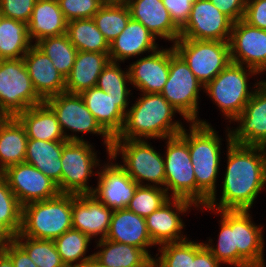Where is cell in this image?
Masks as SVG:
<instances>
[{
    "label": "cell",
    "mask_w": 266,
    "mask_h": 267,
    "mask_svg": "<svg viewBox=\"0 0 266 267\" xmlns=\"http://www.w3.org/2000/svg\"><path fill=\"white\" fill-rule=\"evenodd\" d=\"M227 137V169L219 203L208 201V210H250L266 184V147L235 144Z\"/></svg>",
    "instance_id": "6da1fadb"
},
{
    "label": "cell",
    "mask_w": 266,
    "mask_h": 267,
    "mask_svg": "<svg viewBox=\"0 0 266 267\" xmlns=\"http://www.w3.org/2000/svg\"><path fill=\"white\" fill-rule=\"evenodd\" d=\"M130 109H127L122 130L113 139H166L179 135L182 123L174 121L179 113L160 93H142Z\"/></svg>",
    "instance_id": "7a4b0ae2"
},
{
    "label": "cell",
    "mask_w": 266,
    "mask_h": 267,
    "mask_svg": "<svg viewBox=\"0 0 266 267\" xmlns=\"http://www.w3.org/2000/svg\"><path fill=\"white\" fill-rule=\"evenodd\" d=\"M179 134L189 146V153L197 182V208L216 201V178L220 166L221 138L206 121L190 123Z\"/></svg>",
    "instance_id": "3957f363"
},
{
    "label": "cell",
    "mask_w": 266,
    "mask_h": 267,
    "mask_svg": "<svg viewBox=\"0 0 266 267\" xmlns=\"http://www.w3.org/2000/svg\"><path fill=\"white\" fill-rule=\"evenodd\" d=\"M72 194L60 193L57 197L26 204L22 207L23 236L55 240L72 229Z\"/></svg>",
    "instance_id": "277c9868"
},
{
    "label": "cell",
    "mask_w": 266,
    "mask_h": 267,
    "mask_svg": "<svg viewBox=\"0 0 266 267\" xmlns=\"http://www.w3.org/2000/svg\"><path fill=\"white\" fill-rule=\"evenodd\" d=\"M231 62L212 81L204 86L212 101L221 109L225 119L234 121L244 110L254 91L248 90V76L255 70ZM248 72V73H246Z\"/></svg>",
    "instance_id": "5b68a950"
},
{
    "label": "cell",
    "mask_w": 266,
    "mask_h": 267,
    "mask_svg": "<svg viewBox=\"0 0 266 267\" xmlns=\"http://www.w3.org/2000/svg\"><path fill=\"white\" fill-rule=\"evenodd\" d=\"M120 154L124 163L120 166L138 185L143 186L146 180L152 182V186L165 187L164 157L144 139H113L109 155L116 160Z\"/></svg>",
    "instance_id": "8992f818"
},
{
    "label": "cell",
    "mask_w": 266,
    "mask_h": 267,
    "mask_svg": "<svg viewBox=\"0 0 266 267\" xmlns=\"http://www.w3.org/2000/svg\"><path fill=\"white\" fill-rule=\"evenodd\" d=\"M173 48L204 86L232 62L229 41L179 37Z\"/></svg>",
    "instance_id": "52a82bcc"
},
{
    "label": "cell",
    "mask_w": 266,
    "mask_h": 267,
    "mask_svg": "<svg viewBox=\"0 0 266 267\" xmlns=\"http://www.w3.org/2000/svg\"><path fill=\"white\" fill-rule=\"evenodd\" d=\"M43 102L33 88L23 58L0 60V111L16 117Z\"/></svg>",
    "instance_id": "ba28073f"
},
{
    "label": "cell",
    "mask_w": 266,
    "mask_h": 267,
    "mask_svg": "<svg viewBox=\"0 0 266 267\" xmlns=\"http://www.w3.org/2000/svg\"><path fill=\"white\" fill-rule=\"evenodd\" d=\"M204 85L195 77L185 61L170 47V67L161 95L187 122H198L199 90Z\"/></svg>",
    "instance_id": "9c48e42d"
},
{
    "label": "cell",
    "mask_w": 266,
    "mask_h": 267,
    "mask_svg": "<svg viewBox=\"0 0 266 267\" xmlns=\"http://www.w3.org/2000/svg\"><path fill=\"white\" fill-rule=\"evenodd\" d=\"M56 114L62 132L67 141H85L81 136L68 135L65 131L92 133L102 135L109 155L112 149L113 138L96 121L93 114L87 109L80 94L67 92L52 96L44 101ZM68 129V130H66Z\"/></svg>",
    "instance_id": "30bf717a"
},
{
    "label": "cell",
    "mask_w": 266,
    "mask_h": 267,
    "mask_svg": "<svg viewBox=\"0 0 266 267\" xmlns=\"http://www.w3.org/2000/svg\"><path fill=\"white\" fill-rule=\"evenodd\" d=\"M166 142L165 190L170 198L188 200L197 207V182L188 143L180 136L168 137Z\"/></svg>",
    "instance_id": "8fae6325"
},
{
    "label": "cell",
    "mask_w": 266,
    "mask_h": 267,
    "mask_svg": "<svg viewBox=\"0 0 266 267\" xmlns=\"http://www.w3.org/2000/svg\"><path fill=\"white\" fill-rule=\"evenodd\" d=\"M96 152L88 141H68L62 151L61 193L91 194L88 178L99 165Z\"/></svg>",
    "instance_id": "7c38bea8"
},
{
    "label": "cell",
    "mask_w": 266,
    "mask_h": 267,
    "mask_svg": "<svg viewBox=\"0 0 266 267\" xmlns=\"http://www.w3.org/2000/svg\"><path fill=\"white\" fill-rule=\"evenodd\" d=\"M233 21L210 0H198L192 9L180 37L194 40L229 41Z\"/></svg>",
    "instance_id": "4fadbf2b"
},
{
    "label": "cell",
    "mask_w": 266,
    "mask_h": 267,
    "mask_svg": "<svg viewBox=\"0 0 266 267\" xmlns=\"http://www.w3.org/2000/svg\"><path fill=\"white\" fill-rule=\"evenodd\" d=\"M2 174L22 207L60 194L54 181L27 162L10 166Z\"/></svg>",
    "instance_id": "5bb4252c"
},
{
    "label": "cell",
    "mask_w": 266,
    "mask_h": 267,
    "mask_svg": "<svg viewBox=\"0 0 266 267\" xmlns=\"http://www.w3.org/2000/svg\"><path fill=\"white\" fill-rule=\"evenodd\" d=\"M240 122L230 130L231 142L266 147V81L255 84V90L243 112L234 120Z\"/></svg>",
    "instance_id": "9a60e30c"
},
{
    "label": "cell",
    "mask_w": 266,
    "mask_h": 267,
    "mask_svg": "<svg viewBox=\"0 0 266 267\" xmlns=\"http://www.w3.org/2000/svg\"><path fill=\"white\" fill-rule=\"evenodd\" d=\"M229 44L233 63L245 64L258 74L266 71V30L239 20L233 23Z\"/></svg>",
    "instance_id": "2e32d148"
},
{
    "label": "cell",
    "mask_w": 266,
    "mask_h": 267,
    "mask_svg": "<svg viewBox=\"0 0 266 267\" xmlns=\"http://www.w3.org/2000/svg\"><path fill=\"white\" fill-rule=\"evenodd\" d=\"M108 159L111 163L95 172L99 179L91 195L112 210L126 209L139 185L118 163H112V156Z\"/></svg>",
    "instance_id": "e0dca14e"
},
{
    "label": "cell",
    "mask_w": 266,
    "mask_h": 267,
    "mask_svg": "<svg viewBox=\"0 0 266 267\" xmlns=\"http://www.w3.org/2000/svg\"><path fill=\"white\" fill-rule=\"evenodd\" d=\"M249 210H232L234 249H238V267H265L263 227L251 221Z\"/></svg>",
    "instance_id": "ac0fdd59"
},
{
    "label": "cell",
    "mask_w": 266,
    "mask_h": 267,
    "mask_svg": "<svg viewBox=\"0 0 266 267\" xmlns=\"http://www.w3.org/2000/svg\"><path fill=\"white\" fill-rule=\"evenodd\" d=\"M193 205L185 199L171 198L145 218L148 233L155 246L187 239L181 233L185 226L179 214L186 213Z\"/></svg>",
    "instance_id": "d6986e66"
},
{
    "label": "cell",
    "mask_w": 266,
    "mask_h": 267,
    "mask_svg": "<svg viewBox=\"0 0 266 267\" xmlns=\"http://www.w3.org/2000/svg\"><path fill=\"white\" fill-rule=\"evenodd\" d=\"M113 210L99 202L91 194H72V228L88 235L91 239L107 237Z\"/></svg>",
    "instance_id": "ffe728a7"
},
{
    "label": "cell",
    "mask_w": 266,
    "mask_h": 267,
    "mask_svg": "<svg viewBox=\"0 0 266 267\" xmlns=\"http://www.w3.org/2000/svg\"><path fill=\"white\" fill-rule=\"evenodd\" d=\"M80 96L101 127L112 138L116 137L123 128L129 98L113 97L97 86L81 92Z\"/></svg>",
    "instance_id": "44dd1931"
},
{
    "label": "cell",
    "mask_w": 266,
    "mask_h": 267,
    "mask_svg": "<svg viewBox=\"0 0 266 267\" xmlns=\"http://www.w3.org/2000/svg\"><path fill=\"white\" fill-rule=\"evenodd\" d=\"M169 67L170 48H158L130 64V84L143 93H161L168 79Z\"/></svg>",
    "instance_id": "7402d4cb"
},
{
    "label": "cell",
    "mask_w": 266,
    "mask_h": 267,
    "mask_svg": "<svg viewBox=\"0 0 266 267\" xmlns=\"http://www.w3.org/2000/svg\"><path fill=\"white\" fill-rule=\"evenodd\" d=\"M23 61L33 88L43 101L65 92V78L55 68L51 59L35 44L23 56Z\"/></svg>",
    "instance_id": "603a6c76"
},
{
    "label": "cell",
    "mask_w": 266,
    "mask_h": 267,
    "mask_svg": "<svg viewBox=\"0 0 266 267\" xmlns=\"http://www.w3.org/2000/svg\"><path fill=\"white\" fill-rule=\"evenodd\" d=\"M131 18L142 23L152 34L175 43L180 29L172 21L162 0H129Z\"/></svg>",
    "instance_id": "cb8c5ba5"
},
{
    "label": "cell",
    "mask_w": 266,
    "mask_h": 267,
    "mask_svg": "<svg viewBox=\"0 0 266 267\" xmlns=\"http://www.w3.org/2000/svg\"><path fill=\"white\" fill-rule=\"evenodd\" d=\"M105 239L143 249L152 259L148 248L154 246L144 217L126 209L113 210L110 228Z\"/></svg>",
    "instance_id": "d4e9b609"
},
{
    "label": "cell",
    "mask_w": 266,
    "mask_h": 267,
    "mask_svg": "<svg viewBox=\"0 0 266 267\" xmlns=\"http://www.w3.org/2000/svg\"><path fill=\"white\" fill-rule=\"evenodd\" d=\"M156 36L142 23L130 18L125 29L110 43L109 59L124 62L130 57L157 50Z\"/></svg>",
    "instance_id": "484cf974"
},
{
    "label": "cell",
    "mask_w": 266,
    "mask_h": 267,
    "mask_svg": "<svg viewBox=\"0 0 266 267\" xmlns=\"http://www.w3.org/2000/svg\"><path fill=\"white\" fill-rule=\"evenodd\" d=\"M109 61V53L78 51L73 68L65 78V92L80 94L95 87Z\"/></svg>",
    "instance_id": "4316f807"
},
{
    "label": "cell",
    "mask_w": 266,
    "mask_h": 267,
    "mask_svg": "<svg viewBox=\"0 0 266 267\" xmlns=\"http://www.w3.org/2000/svg\"><path fill=\"white\" fill-rule=\"evenodd\" d=\"M27 26L29 38L31 42L35 40V44L44 38L67 33V21L57 0H36Z\"/></svg>",
    "instance_id": "83f0119b"
},
{
    "label": "cell",
    "mask_w": 266,
    "mask_h": 267,
    "mask_svg": "<svg viewBox=\"0 0 266 267\" xmlns=\"http://www.w3.org/2000/svg\"><path fill=\"white\" fill-rule=\"evenodd\" d=\"M68 141H44L28 139L26 157L27 162L54 181L61 193L62 151Z\"/></svg>",
    "instance_id": "f1b7e54d"
},
{
    "label": "cell",
    "mask_w": 266,
    "mask_h": 267,
    "mask_svg": "<svg viewBox=\"0 0 266 267\" xmlns=\"http://www.w3.org/2000/svg\"><path fill=\"white\" fill-rule=\"evenodd\" d=\"M16 118L24 126L28 139L67 141L56 114L45 102L20 112Z\"/></svg>",
    "instance_id": "f546056e"
},
{
    "label": "cell",
    "mask_w": 266,
    "mask_h": 267,
    "mask_svg": "<svg viewBox=\"0 0 266 267\" xmlns=\"http://www.w3.org/2000/svg\"><path fill=\"white\" fill-rule=\"evenodd\" d=\"M97 242L101 248L94 258L105 267H153V259L141 248L108 239Z\"/></svg>",
    "instance_id": "4dcf8cb0"
},
{
    "label": "cell",
    "mask_w": 266,
    "mask_h": 267,
    "mask_svg": "<svg viewBox=\"0 0 266 267\" xmlns=\"http://www.w3.org/2000/svg\"><path fill=\"white\" fill-rule=\"evenodd\" d=\"M27 143L24 126L16 117H8L0 126V173L24 162Z\"/></svg>",
    "instance_id": "1f68e13d"
},
{
    "label": "cell",
    "mask_w": 266,
    "mask_h": 267,
    "mask_svg": "<svg viewBox=\"0 0 266 267\" xmlns=\"http://www.w3.org/2000/svg\"><path fill=\"white\" fill-rule=\"evenodd\" d=\"M32 45L27 23L2 17L0 21V60L23 58Z\"/></svg>",
    "instance_id": "d6a6232c"
},
{
    "label": "cell",
    "mask_w": 266,
    "mask_h": 267,
    "mask_svg": "<svg viewBox=\"0 0 266 267\" xmlns=\"http://www.w3.org/2000/svg\"><path fill=\"white\" fill-rule=\"evenodd\" d=\"M70 42L78 51L109 53L110 44L96 27L92 18L67 22Z\"/></svg>",
    "instance_id": "836d02e7"
},
{
    "label": "cell",
    "mask_w": 266,
    "mask_h": 267,
    "mask_svg": "<svg viewBox=\"0 0 266 267\" xmlns=\"http://www.w3.org/2000/svg\"><path fill=\"white\" fill-rule=\"evenodd\" d=\"M90 240L88 235L72 228L57 237L54 243L66 267H82L94 257V254L85 256Z\"/></svg>",
    "instance_id": "e575fe53"
},
{
    "label": "cell",
    "mask_w": 266,
    "mask_h": 267,
    "mask_svg": "<svg viewBox=\"0 0 266 267\" xmlns=\"http://www.w3.org/2000/svg\"><path fill=\"white\" fill-rule=\"evenodd\" d=\"M131 18L126 3H106L92 17L96 27L110 44L127 26Z\"/></svg>",
    "instance_id": "d590c367"
},
{
    "label": "cell",
    "mask_w": 266,
    "mask_h": 267,
    "mask_svg": "<svg viewBox=\"0 0 266 267\" xmlns=\"http://www.w3.org/2000/svg\"><path fill=\"white\" fill-rule=\"evenodd\" d=\"M35 45L51 59L64 78L69 75L78 50L70 42L67 34L44 38Z\"/></svg>",
    "instance_id": "8d00e7d4"
},
{
    "label": "cell",
    "mask_w": 266,
    "mask_h": 267,
    "mask_svg": "<svg viewBox=\"0 0 266 267\" xmlns=\"http://www.w3.org/2000/svg\"><path fill=\"white\" fill-rule=\"evenodd\" d=\"M28 254L37 267H66L53 240H40L23 236L14 239ZM24 240V241H23Z\"/></svg>",
    "instance_id": "74e56055"
},
{
    "label": "cell",
    "mask_w": 266,
    "mask_h": 267,
    "mask_svg": "<svg viewBox=\"0 0 266 267\" xmlns=\"http://www.w3.org/2000/svg\"><path fill=\"white\" fill-rule=\"evenodd\" d=\"M220 213L221 229L216 246L204 243L207 249L220 262L230 266L238 267V249H234V239L232 231V210H215ZM217 247V248H215Z\"/></svg>",
    "instance_id": "f35d334b"
},
{
    "label": "cell",
    "mask_w": 266,
    "mask_h": 267,
    "mask_svg": "<svg viewBox=\"0 0 266 267\" xmlns=\"http://www.w3.org/2000/svg\"><path fill=\"white\" fill-rule=\"evenodd\" d=\"M170 198L164 188L150 185H139L127 209L137 215L146 218L152 212L159 209Z\"/></svg>",
    "instance_id": "ab89813d"
},
{
    "label": "cell",
    "mask_w": 266,
    "mask_h": 267,
    "mask_svg": "<svg viewBox=\"0 0 266 267\" xmlns=\"http://www.w3.org/2000/svg\"><path fill=\"white\" fill-rule=\"evenodd\" d=\"M160 256L153 258V267H192L194 241L182 240L159 247Z\"/></svg>",
    "instance_id": "60d3db41"
},
{
    "label": "cell",
    "mask_w": 266,
    "mask_h": 267,
    "mask_svg": "<svg viewBox=\"0 0 266 267\" xmlns=\"http://www.w3.org/2000/svg\"><path fill=\"white\" fill-rule=\"evenodd\" d=\"M0 221L17 235L22 226V206L0 173Z\"/></svg>",
    "instance_id": "b9f144b4"
},
{
    "label": "cell",
    "mask_w": 266,
    "mask_h": 267,
    "mask_svg": "<svg viewBox=\"0 0 266 267\" xmlns=\"http://www.w3.org/2000/svg\"><path fill=\"white\" fill-rule=\"evenodd\" d=\"M126 82L130 83L128 70H122L119 62L109 61L99 75L96 86L113 97H128L130 91Z\"/></svg>",
    "instance_id": "7bdbcfd3"
},
{
    "label": "cell",
    "mask_w": 266,
    "mask_h": 267,
    "mask_svg": "<svg viewBox=\"0 0 266 267\" xmlns=\"http://www.w3.org/2000/svg\"><path fill=\"white\" fill-rule=\"evenodd\" d=\"M67 22L92 18L105 0H57Z\"/></svg>",
    "instance_id": "ee69618b"
},
{
    "label": "cell",
    "mask_w": 266,
    "mask_h": 267,
    "mask_svg": "<svg viewBox=\"0 0 266 267\" xmlns=\"http://www.w3.org/2000/svg\"><path fill=\"white\" fill-rule=\"evenodd\" d=\"M36 0H0L3 17L28 23Z\"/></svg>",
    "instance_id": "f6af8a7d"
},
{
    "label": "cell",
    "mask_w": 266,
    "mask_h": 267,
    "mask_svg": "<svg viewBox=\"0 0 266 267\" xmlns=\"http://www.w3.org/2000/svg\"><path fill=\"white\" fill-rule=\"evenodd\" d=\"M198 0H162L174 24L181 30L188 21L192 5Z\"/></svg>",
    "instance_id": "bcb514c9"
},
{
    "label": "cell",
    "mask_w": 266,
    "mask_h": 267,
    "mask_svg": "<svg viewBox=\"0 0 266 267\" xmlns=\"http://www.w3.org/2000/svg\"><path fill=\"white\" fill-rule=\"evenodd\" d=\"M243 21L255 28L266 30V0H247Z\"/></svg>",
    "instance_id": "7dc6e473"
},
{
    "label": "cell",
    "mask_w": 266,
    "mask_h": 267,
    "mask_svg": "<svg viewBox=\"0 0 266 267\" xmlns=\"http://www.w3.org/2000/svg\"><path fill=\"white\" fill-rule=\"evenodd\" d=\"M217 9L233 22L243 20L247 0H210Z\"/></svg>",
    "instance_id": "c3c4849f"
},
{
    "label": "cell",
    "mask_w": 266,
    "mask_h": 267,
    "mask_svg": "<svg viewBox=\"0 0 266 267\" xmlns=\"http://www.w3.org/2000/svg\"><path fill=\"white\" fill-rule=\"evenodd\" d=\"M3 251L10 257L14 267H37L27 252L14 240Z\"/></svg>",
    "instance_id": "681fc988"
},
{
    "label": "cell",
    "mask_w": 266,
    "mask_h": 267,
    "mask_svg": "<svg viewBox=\"0 0 266 267\" xmlns=\"http://www.w3.org/2000/svg\"><path fill=\"white\" fill-rule=\"evenodd\" d=\"M220 262L202 242H194V260L192 267H220Z\"/></svg>",
    "instance_id": "f907efd6"
},
{
    "label": "cell",
    "mask_w": 266,
    "mask_h": 267,
    "mask_svg": "<svg viewBox=\"0 0 266 267\" xmlns=\"http://www.w3.org/2000/svg\"><path fill=\"white\" fill-rule=\"evenodd\" d=\"M14 239L15 235L0 221V247L4 248Z\"/></svg>",
    "instance_id": "816d5d0a"
},
{
    "label": "cell",
    "mask_w": 266,
    "mask_h": 267,
    "mask_svg": "<svg viewBox=\"0 0 266 267\" xmlns=\"http://www.w3.org/2000/svg\"><path fill=\"white\" fill-rule=\"evenodd\" d=\"M0 267H14L10 257L4 251L0 253Z\"/></svg>",
    "instance_id": "f5cc1de1"
},
{
    "label": "cell",
    "mask_w": 266,
    "mask_h": 267,
    "mask_svg": "<svg viewBox=\"0 0 266 267\" xmlns=\"http://www.w3.org/2000/svg\"><path fill=\"white\" fill-rule=\"evenodd\" d=\"M82 267H105V266L102 265L99 261H97L94 257H92Z\"/></svg>",
    "instance_id": "db71d44e"
},
{
    "label": "cell",
    "mask_w": 266,
    "mask_h": 267,
    "mask_svg": "<svg viewBox=\"0 0 266 267\" xmlns=\"http://www.w3.org/2000/svg\"><path fill=\"white\" fill-rule=\"evenodd\" d=\"M7 118L8 116L4 112L0 111V126L5 122Z\"/></svg>",
    "instance_id": "11a10c76"
},
{
    "label": "cell",
    "mask_w": 266,
    "mask_h": 267,
    "mask_svg": "<svg viewBox=\"0 0 266 267\" xmlns=\"http://www.w3.org/2000/svg\"><path fill=\"white\" fill-rule=\"evenodd\" d=\"M129 0H105L106 3H127Z\"/></svg>",
    "instance_id": "9f6ffc18"
},
{
    "label": "cell",
    "mask_w": 266,
    "mask_h": 267,
    "mask_svg": "<svg viewBox=\"0 0 266 267\" xmlns=\"http://www.w3.org/2000/svg\"><path fill=\"white\" fill-rule=\"evenodd\" d=\"M2 17H3V15H2L1 12H0V21H1Z\"/></svg>",
    "instance_id": "6f0895ef"
}]
</instances>
